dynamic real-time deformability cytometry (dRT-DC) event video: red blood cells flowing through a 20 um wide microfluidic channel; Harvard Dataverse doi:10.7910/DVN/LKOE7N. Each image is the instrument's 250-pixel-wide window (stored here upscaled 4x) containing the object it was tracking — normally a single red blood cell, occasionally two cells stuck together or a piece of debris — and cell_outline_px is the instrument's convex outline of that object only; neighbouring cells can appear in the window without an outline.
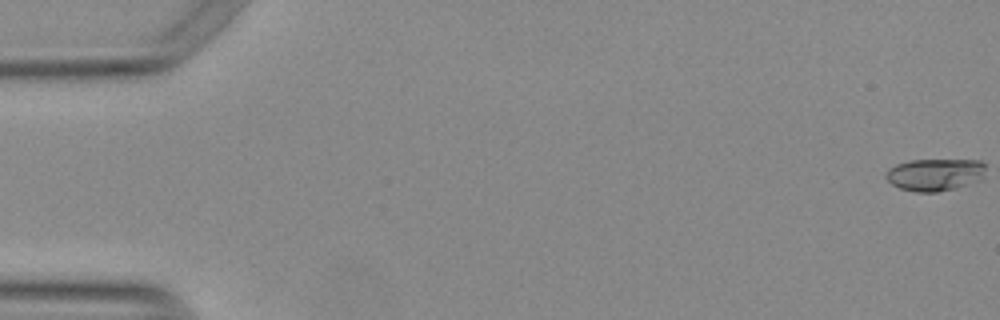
{"species": "Egyptian fruit bat (a non-hibernating species)", "species_latin": "Rousettus aegyptiacus", "temperature_condition": "warm", "stored_images_in_passage": 56, "camera_frame_rate_fps": 3000, "um_per_image_px": 0.085, "animal": {"sex": "female"}, "frame": {"image": 1, "passage_image": 1, "time_ms": 0.0, "image_size_px": [1000, 320], "cell_outline_px": [[984, 176], [980, 180], [956, 188], [936, 192], [916, 192], [900, 188], [892, 184], [884, 176], [884, 172], [888, 168], [896, 164], [912, 160], [980, 160], [984, 164]], "centroid_in_image_um": [79.44, 14.84], "position_along_channel_um": 5.6, "area_um2": 18.84}}
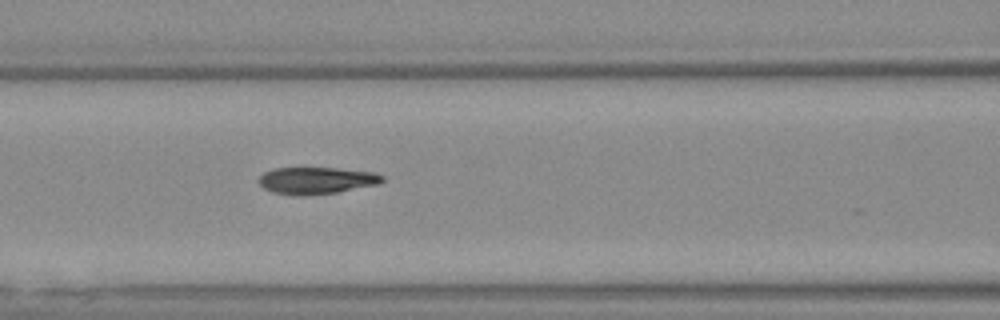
{"frame": {"image": 2, "passage_image": 24, "time_ms": 7.667, "image_size_px": [1000, 320], "cell_outline_px": [[384, 180], [376, 184], [336, 192], [272, 192], [264, 188], [260, 184], [260, 176], [264, 172], [276, 168], [336, 168], [376, 172], [384, 176]], "centroid_in_image_um": [26.96, 15.28], "position_along_channel_um": 139.6, "area_um2": 18.21}}
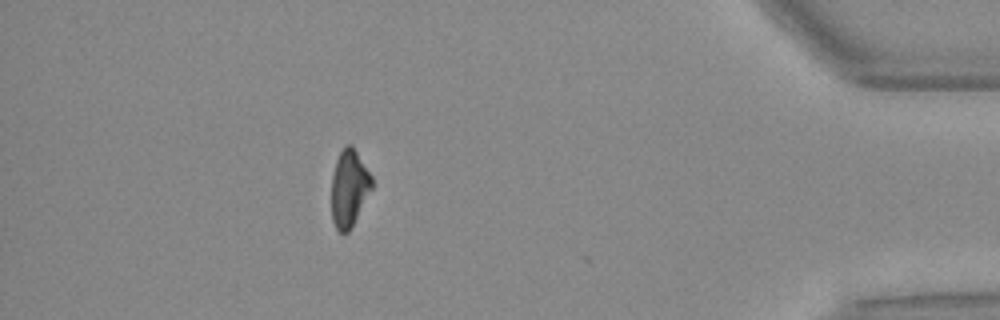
{"frame": {"image": 3, "passage_image": 49, "time_ms": 16.0, "image_size_px": [1000, 320], "cell_outline_px": [[372, 188], [348, 232], [340, 232], [336, 228], [332, 220], [332, 176], [336, 160], [340, 152], [348, 144], [352, 144], [372, 176]], "centroid_in_image_um": [29.67, 15.97], "position_along_channel_um": 405.5, "area_um2": 17.74}, "authors_computed_cell_mechanics": {"area_um2": 19.0162, "velocity_mm_per_s": 3.7979, "shape_relaxation_time_tau1_ms": 10.9983, "shape_relaxation_time_tau2_ms": 2.9183, "deformation_change_tau1": 0.3253, "deformation_change_tau2": 0.083}}